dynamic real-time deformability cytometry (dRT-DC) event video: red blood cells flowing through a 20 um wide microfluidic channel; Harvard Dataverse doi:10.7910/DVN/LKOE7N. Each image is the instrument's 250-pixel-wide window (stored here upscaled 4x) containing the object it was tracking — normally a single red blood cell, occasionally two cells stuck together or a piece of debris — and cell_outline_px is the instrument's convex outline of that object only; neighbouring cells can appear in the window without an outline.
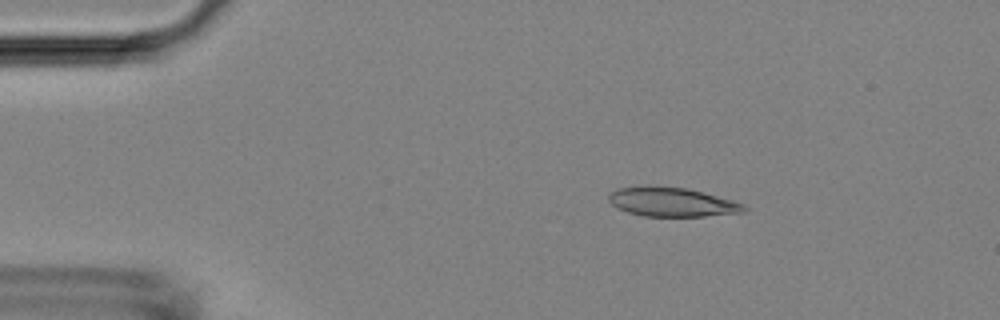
{"species": "Egyptian fruit bat (a non-hibernating species)", "species_latin": "Rousettus aegyptiacus", "temperature_condition": "room temperature", "stored_images_in_passage": 7, "camera_frame_rate_fps": 3000, "um_per_image_px": 0.085, "animal": {"sex": "female"}, "frame": {"image": 1, "passage_image": 2, "time_ms": 2.0, "image_size_px": [1000, 320], "cell_outline_px": [[748, 212], [704, 216], [644, 216], [628, 212], [616, 208], [608, 200], [608, 196], [616, 188], [644, 184], [652, 184], [688, 188], [704, 192], [732, 200], [744, 204], [748, 208]], "centroid_in_image_um": [57.1, 17.14], "position_along_channel_um": 27.9, "area_um2": 23.58}}
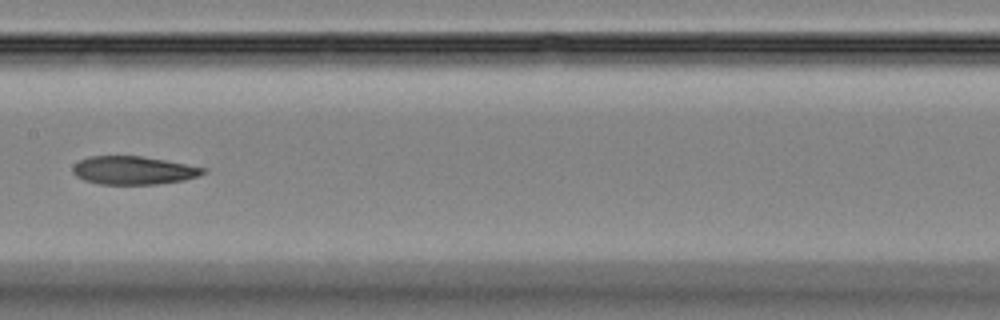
{"frame": {"image": 2, "passage_image": 7, "time_ms": 7.667, "image_size_px": [1000, 320], "cell_outline_px": [[208, 172], [184, 180], [156, 184], [100, 184], [84, 180], [76, 176], [72, 172], [72, 168], [80, 160], [88, 156], [144, 156], [208, 168]], "centroid_in_image_um": [11.36, 14.47], "position_along_channel_um": 196.0, "area_um2": 21.5}}